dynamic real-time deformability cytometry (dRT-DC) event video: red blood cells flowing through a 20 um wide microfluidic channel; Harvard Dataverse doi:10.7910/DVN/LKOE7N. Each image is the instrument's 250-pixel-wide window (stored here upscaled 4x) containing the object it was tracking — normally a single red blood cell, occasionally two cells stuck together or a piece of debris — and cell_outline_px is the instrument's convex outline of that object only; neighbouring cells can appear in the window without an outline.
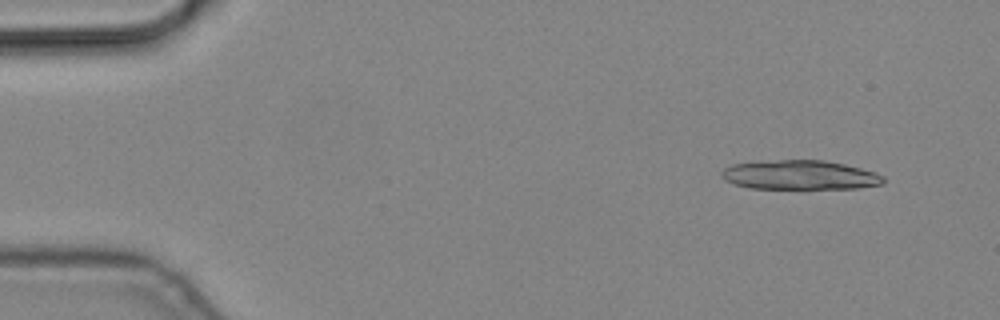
{"species": "common noctule bat (a hibernating species)", "species_latin": "Nyctalus noctula", "temperature_condition": "cold", "stored_images_in_passage": 10, "camera_frame_rate_fps": 3000, "um_per_image_px": 0.085, "animal": {"sex": "male", "body_mass_g": 19.2, "forearm_length_mm": 51.8}, "frame": {"image": 1, "passage_image": 1, "time_ms": 0.0, "image_size_px": [1000, 320], "cell_outline_px": [[884, 184], [860, 188], [748, 188], [732, 184], [724, 180], [720, 176], [720, 172], [724, 168], [732, 164], [780, 160], [824, 160], [844, 164], [876, 172], [884, 176]], "centroid_in_image_um": [67.98, 14.88], "position_along_channel_um": 17.0, "area_um2": 27.69}}
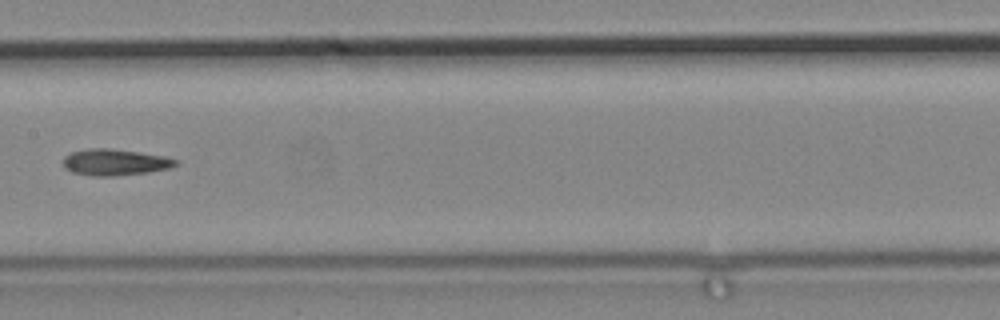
{"frame": {"image": 2, "passage_image": 7, "time_ms": 2.0, "image_size_px": [1000, 320], "cell_outline_px": [[180, 164], [172, 168], [148, 172], [112, 176], [92, 176], [72, 172], [64, 168], [64, 156], [72, 152], [88, 148], [112, 148], [140, 152], [164, 156], [180, 160]], "centroid_in_image_um": [9.82, 13.78], "position_along_channel_um": 197.6, "area_um2": 17.51}}
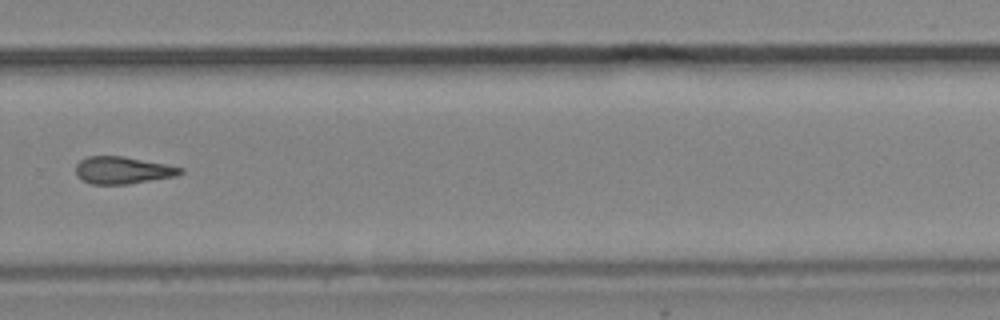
{"frame": {"image": 3, "passage_image": 10, "time_ms": 3.0, "image_size_px": [1000, 320], "cell_outline_px": [[184, 172], [176, 176], [128, 184], [92, 184], [76, 176], [76, 164], [80, 160], [88, 156], [124, 156], [184, 168]], "centroid_in_image_um": [10.42, 14.47], "position_along_channel_um": 319.4, "area_um2": 16.53}}